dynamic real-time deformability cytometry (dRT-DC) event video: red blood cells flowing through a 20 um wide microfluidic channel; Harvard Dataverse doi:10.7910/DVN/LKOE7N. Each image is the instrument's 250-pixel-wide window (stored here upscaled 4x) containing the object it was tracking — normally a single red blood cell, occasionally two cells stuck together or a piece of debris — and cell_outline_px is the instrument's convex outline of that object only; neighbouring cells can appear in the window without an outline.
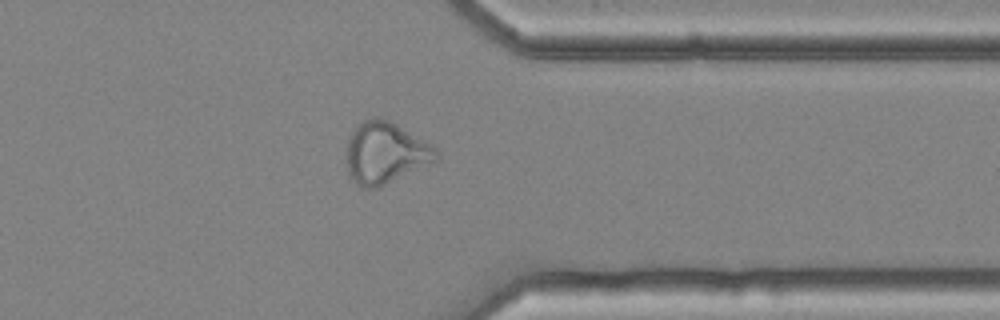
{"species": "common noctule bat (a hibernating species)", "species_latin": "Nyctalus noctula", "temperature_condition": "cold", "stored_images_in_passage": 41, "camera_frame_rate_fps": 3000, "um_per_image_px": 0.085, "animal": {"sex": "female", "body_mass_g": 25.1}, "frame": {"image": 1, "passage_image": 30, "time_ms": 9.667, "image_size_px": [1000, 320], "cell_outline_px": [[440, 156], [436, 160], [376, 188], [360, 188], [348, 176], [348, 140], [352, 132], [364, 120], [372, 116], [376, 116], [388, 120], [396, 124], [436, 148], [440, 152]], "centroid_in_image_um": [32.74, 13.0], "position_along_channel_um": 378.7, "area_um2": 31.56}}